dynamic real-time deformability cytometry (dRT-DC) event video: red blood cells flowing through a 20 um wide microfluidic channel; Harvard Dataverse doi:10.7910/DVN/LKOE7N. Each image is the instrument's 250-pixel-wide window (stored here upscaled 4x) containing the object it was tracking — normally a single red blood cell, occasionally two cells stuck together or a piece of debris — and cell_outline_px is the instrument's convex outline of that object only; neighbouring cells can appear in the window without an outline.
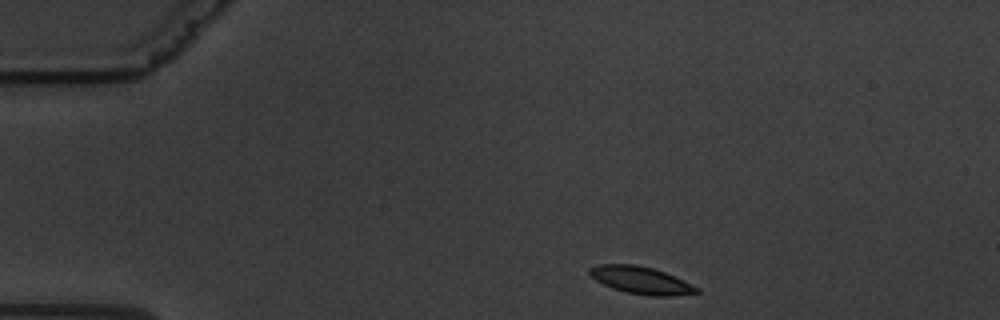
{"species": "common noctule bat (a hibernating species)", "species_latin": "Nyctalus noctula", "temperature_condition": "warm", "stored_images_in_passage": 51, "camera_frame_rate_fps": 3000, "um_per_image_px": 0.085, "animal": {"sex": "male", "body_mass_g": 19.5, "forearm_length_mm": 54.6}, "frame": {"image": 1, "passage_image": 1, "time_ms": 0.0, "image_size_px": [1000, 320], "cell_outline_px": [[700, 292], [668, 296], [648, 296], [628, 292], [612, 288], [588, 276], [588, 268], [600, 264], [636, 264], [652, 268], [664, 272], [700, 288]], "centroid_in_image_um": [54.44, 23.81], "position_along_channel_um": 30.6, "area_um2": 16.94}}
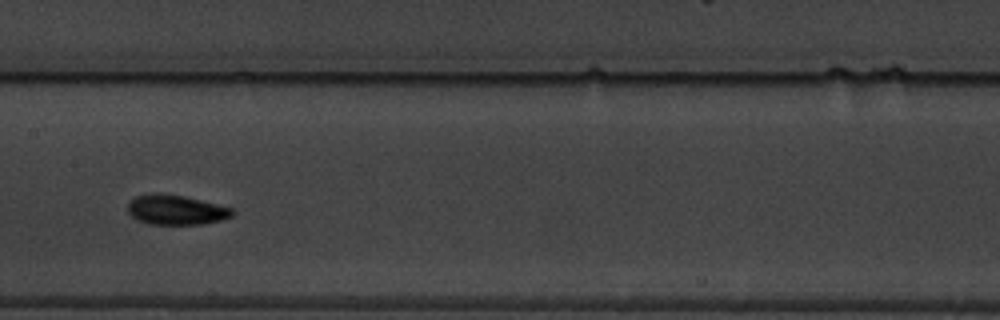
{"frame": {"image": 2, "passage_image": 21, "time_ms": 6.667, "image_size_px": [1000, 320], "cell_outline_px": [[236, 212], [232, 216], [220, 220], [200, 224], [148, 224], [136, 220], [128, 212], [128, 204], [136, 196], [156, 192], [160, 192], [184, 196], [232, 208]], "centroid_in_image_um": [14.94, 17.83], "position_along_channel_um": 192.5, "area_um2": 18.15}}
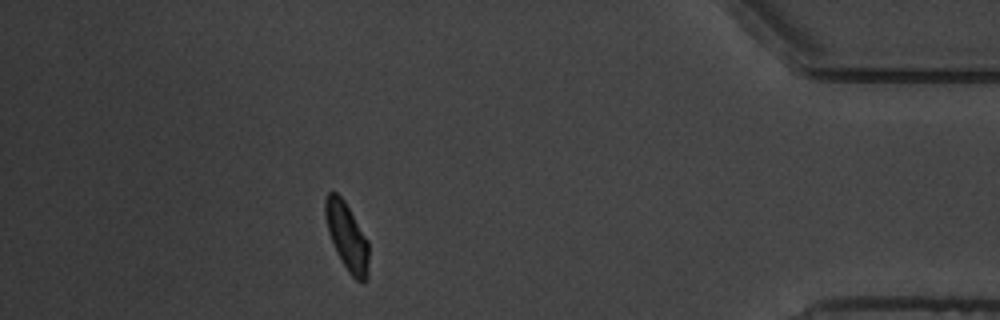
{"frame": {"image": 3, "passage_image": 44, "time_ms": 14.333, "image_size_px": [1000, 320], "cell_outline_px": [[368, 276], [364, 280], [356, 280], [348, 272], [336, 252], [328, 232], [324, 216], [324, 200], [328, 192], [336, 192], [344, 200], [368, 240]], "centroid_in_image_um": [29.46, 20.08], "position_along_channel_um": 405.7, "area_um2": 17.11}, "authors_computed_cell_mechanics": {"area_um2": 17.3978, "velocity_mm_per_s": 3.3449, "shape_relaxation_time_tau1_ms": 3.4096, "shape_relaxation_time_tau2_ms": 4.3787, "deformation_change_tau1": 0.1337, "deformation_change_tau2": 0.0502}}